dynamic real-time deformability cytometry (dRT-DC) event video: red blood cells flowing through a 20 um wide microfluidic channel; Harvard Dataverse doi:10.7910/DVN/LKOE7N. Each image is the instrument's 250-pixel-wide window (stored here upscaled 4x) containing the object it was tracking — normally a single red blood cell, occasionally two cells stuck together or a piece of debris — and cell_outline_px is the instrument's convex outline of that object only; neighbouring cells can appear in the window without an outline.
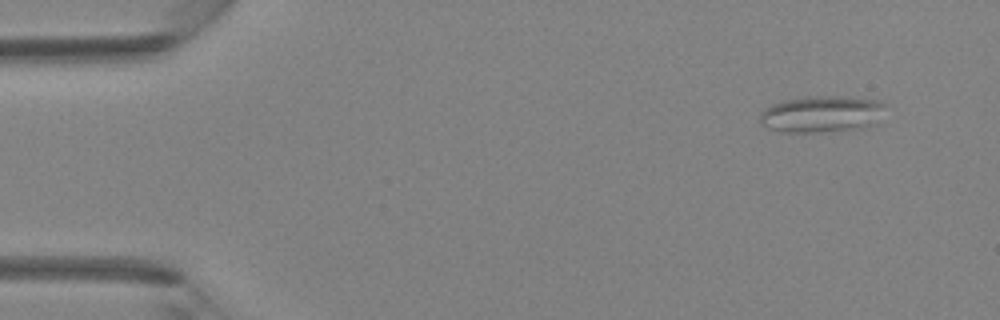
{"species": "Egyptian fruit bat (a non-hibernating species)", "species_latin": "Rousettus aegyptiacus", "temperature_condition": "room temperature", "stored_images_in_passage": 7, "camera_frame_rate_fps": 3000, "um_per_image_px": 0.085, "animal": {"sex": "female"}, "frame": {"image": 1, "passage_image": 1, "time_ms": 0.0, "image_size_px": [1000, 320], "cell_outline_px": [[884, 104], [868, 124], [864, 128], [812, 132], [784, 132], [768, 128], [760, 124], [760, 112], [764, 108], [772, 104], [784, 100], [804, 96], [844, 96], [876, 100]], "centroid_in_image_um": [69.67, 9.68], "position_along_channel_um": 15.3, "area_um2": 26.07}}